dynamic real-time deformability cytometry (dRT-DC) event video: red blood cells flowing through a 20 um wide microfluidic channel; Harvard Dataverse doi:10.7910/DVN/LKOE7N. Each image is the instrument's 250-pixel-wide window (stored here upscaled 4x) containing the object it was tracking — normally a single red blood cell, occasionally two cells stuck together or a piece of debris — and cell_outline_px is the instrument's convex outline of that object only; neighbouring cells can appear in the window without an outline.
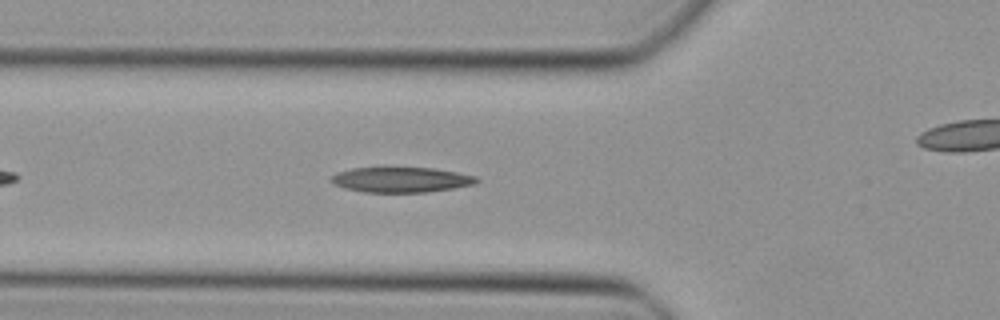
{"species": "Egyptian fruit bat (a non-hibernating species)", "species_latin": "Rousettus aegyptiacus", "temperature_condition": "cold", "stored_images_in_passage": 35, "camera_frame_rate_fps": 3000, "um_per_image_px": 0.085, "animal": {"sex": "female"}, "frame": {"image": 1, "passage_image": 6, "time_ms": 1.667, "image_size_px": [1000, 320], "cell_outline_px": [[480, 180], [476, 184], [452, 188], [424, 192], [364, 192], [344, 188], [332, 184], [328, 180], [336, 172], [352, 168], [384, 164], [432, 168], [456, 172], [476, 176]], "centroid_in_image_um": [34.0, 15.22], "position_along_channel_um": 91.8, "area_um2": 22.48}}
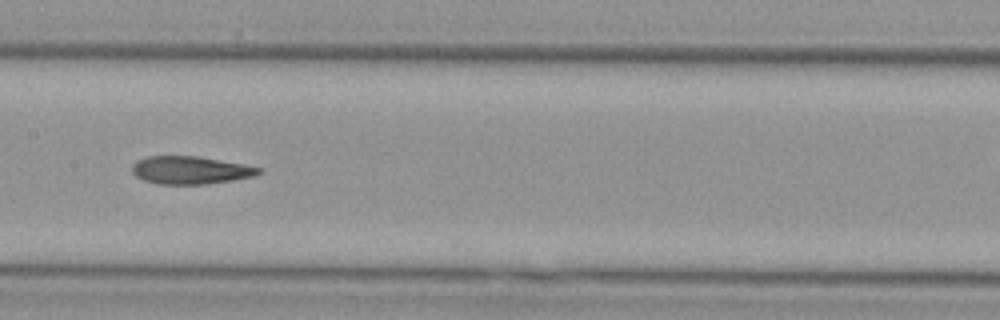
{"frame": {"image": 2, "passage_image": 13, "time_ms": 4.0, "image_size_px": [1000, 320], "cell_outline_px": [[264, 172], [252, 176], [232, 180], [204, 184], [160, 184], [144, 180], [136, 176], [132, 172], [132, 164], [136, 160], [148, 156], [196, 156], [244, 164], [264, 168]], "centroid_in_image_um": [16.19, 14.45], "position_along_channel_um": 191.2, "area_um2": 20.52}}
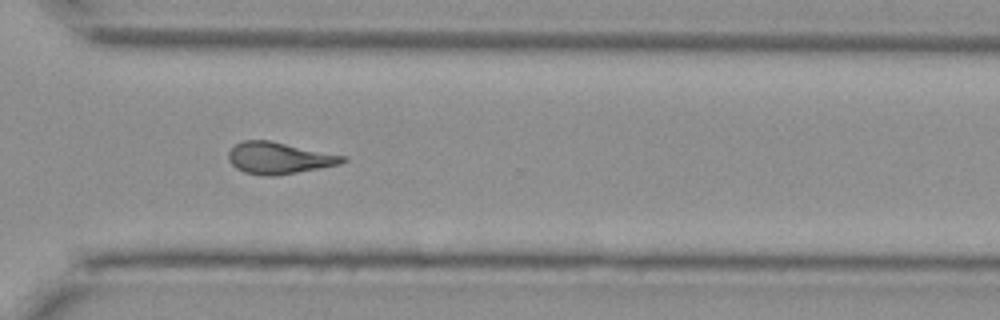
{"frame": {"image": 3, "passage_image": 24, "time_ms": 7.667, "image_size_px": [1000, 320], "cell_outline_px": [[348, 160], [340, 164], [276, 176], [264, 176], [244, 172], [236, 168], [228, 160], [228, 152], [236, 144], [244, 140], [268, 140], [348, 156]], "centroid_in_image_um": [23.73, 13.43], "position_along_channel_um": 346.9, "area_um2": 21.1}}